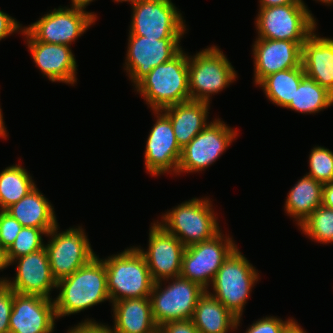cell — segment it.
Segmentation results:
<instances>
[{
	"label": "cell",
	"mask_w": 333,
	"mask_h": 333,
	"mask_svg": "<svg viewBox=\"0 0 333 333\" xmlns=\"http://www.w3.org/2000/svg\"><path fill=\"white\" fill-rule=\"evenodd\" d=\"M57 289L60 290L59 295L53 299L57 319L79 313L106 300L110 302L106 267L99 256L59 280Z\"/></svg>",
	"instance_id": "6da1fadb"
},
{
	"label": "cell",
	"mask_w": 333,
	"mask_h": 333,
	"mask_svg": "<svg viewBox=\"0 0 333 333\" xmlns=\"http://www.w3.org/2000/svg\"><path fill=\"white\" fill-rule=\"evenodd\" d=\"M135 88L153 111L190 101L188 54L181 50L171 60L156 66Z\"/></svg>",
	"instance_id": "7a4b0ae2"
},
{
	"label": "cell",
	"mask_w": 333,
	"mask_h": 333,
	"mask_svg": "<svg viewBox=\"0 0 333 333\" xmlns=\"http://www.w3.org/2000/svg\"><path fill=\"white\" fill-rule=\"evenodd\" d=\"M110 302L150 297L154 284L144 256L136 247L103 259Z\"/></svg>",
	"instance_id": "3957f363"
},
{
	"label": "cell",
	"mask_w": 333,
	"mask_h": 333,
	"mask_svg": "<svg viewBox=\"0 0 333 333\" xmlns=\"http://www.w3.org/2000/svg\"><path fill=\"white\" fill-rule=\"evenodd\" d=\"M209 199L192 198L164 213L161 222L167 232L185 246L209 240L221 230Z\"/></svg>",
	"instance_id": "277c9868"
},
{
	"label": "cell",
	"mask_w": 333,
	"mask_h": 333,
	"mask_svg": "<svg viewBox=\"0 0 333 333\" xmlns=\"http://www.w3.org/2000/svg\"><path fill=\"white\" fill-rule=\"evenodd\" d=\"M258 274L255 267L237 247L223 262L211 283L215 293L207 292L218 299L237 318L242 317L251 289L259 279Z\"/></svg>",
	"instance_id": "5b68a950"
},
{
	"label": "cell",
	"mask_w": 333,
	"mask_h": 333,
	"mask_svg": "<svg viewBox=\"0 0 333 333\" xmlns=\"http://www.w3.org/2000/svg\"><path fill=\"white\" fill-rule=\"evenodd\" d=\"M190 100L210 103L212 94L236 81V71L217 46L188 56ZM211 95V96H210Z\"/></svg>",
	"instance_id": "8992f818"
},
{
	"label": "cell",
	"mask_w": 333,
	"mask_h": 333,
	"mask_svg": "<svg viewBox=\"0 0 333 333\" xmlns=\"http://www.w3.org/2000/svg\"><path fill=\"white\" fill-rule=\"evenodd\" d=\"M257 38L304 43L316 30V19L305 4L260 7L255 21Z\"/></svg>",
	"instance_id": "52a82bcc"
},
{
	"label": "cell",
	"mask_w": 333,
	"mask_h": 333,
	"mask_svg": "<svg viewBox=\"0 0 333 333\" xmlns=\"http://www.w3.org/2000/svg\"><path fill=\"white\" fill-rule=\"evenodd\" d=\"M172 280L166 287L162 281ZM199 284L181 276L154 282L151 293L152 317L159 327L172 320L192 319L198 299L205 293Z\"/></svg>",
	"instance_id": "ba28073f"
},
{
	"label": "cell",
	"mask_w": 333,
	"mask_h": 333,
	"mask_svg": "<svg viewBox=\"0 0 333 333\" xmlns=\"http://www.w3.org/2000/svg\"><path fill=\"white\" fill-rule=\"evenodd\" d=\"M71 6L54 8L24 29L36 41L71 46L97 20L96 14L85 11L88 5L72 3Z\"/></svg>",
	"instance_id": "9c48e42d"
},
{
	"label": "cell",
	"mask_w": 333,
	"mask_h": 333,
	"mask_svg": "<svg viewBox=\"0 0 333 333\" xmlns=\"http://www.w3.org/2000/svg\"><path fill=\"white\" fill-rule=\"evenodd\" d=\"M131 5L132 35L161 40L182 38L187 30L182 14L171 0H139Z\"/></svg>",
	"instance_id": "30bf717a"
},
{
	"label": "cell",
	"mask_w": 333,
	"mask_h": 333,
	"mask_svg": "<svg viewBox=\"0 0 333 333\" xmlns=\"http://www.w3.org/2000/svg\"><path fill=\"white\" fill-rule=\"evenodd\" d=\"M57 225L46 236L52 238L44 245L53 278L58 282L86 265L95 256L82 226L59 232ZM59 232V233H58Z\"/></svg>",
	"instance_id": "8fae6325"
},
{
	"label": "cell",
	"mask_w": 333,
	"mask_h": 333,
	"mask_svg": "<svg viewBox=\"0 0 333 333\" xmlns=\"http://www.w3.org/2000/svg\"><path fill=\"white\" fill-rule=\"evenodd\" d=\"M220 231L213 238L185 248L180 276L206 291L223 262L237 248L231 237Z\"/></svg>",
	"instance_id": "7c38bea8"
},
{
	"label": "cell",
	"mask_w": 333,
	"mask_h": 333,
	"mask_svg": "<svg viewBox=\"0 0 333 333\" xmlns=\"http://www.w3.org/2000/svg\"><path fill=\"white\" fill-rule=\"evenodd\" d=\"M233 130L221 119H215L182 148L177 175L199 172L213 164L235 140Z\"/></svg>",
	"instance_id": "4fadbf2b"
},
{
	"label": "cell",
	"mask_w": 333,
	"mask_h": 333,
	"mask_svg": "<svg viewBox=\"0 0 333 333\" xmlns=\"http://www.w3.org/2000/svg\"><path fill=\"white\" fill-rule=\"evenodd\" d=\"M125 70L135 86L153 68L175 57L181 50V38L161 40L129 33Z\"/></svg>",
	"instance_id": "5bb4252c"
},
{
	"label": "cell",
	"mask_w": 333,
	"mask_h": 333,
	"mask_svg": "<svg viewBox=\"0 0 333 333\" xmlns=\"http://www.w3.org/2000/svg\"><path fill=\"white\" fill-rule=\"evenodd\" d=\"M136 248L144 256L154 282L180 276L186 247L157 222L150 227L148 249Z\"/></svg>",
	"instance_id": "9a60e30c"
},
{
	"label": "cell",
	"mask_w": 333,
	"mask_h": 333,
	"mask_svg": "<svg viewBox=\"0 0 333 333\" xmlns=\"http://www.w3.org/2000/svg\"><path fill=\"white\" fill-rule=\"evenodd\" d=\"M156 122L149 132L145 149V168L152 176L177 174L182 149L179 147L170 119L157 110Z\"/></svg>",
	"instance_id": "2e32d148"
},
{
	"label": "cell",
	"mask_w": 333,
	"mask_h": 333,
	"mask_svg": "<svg viewBox=\"0 0 333 333\" xmlns=\"http://www.w3.org/2000/svg\"><path fill=\"white\" fill-rule=\"evenodd\" d=\"M56 319L54 300L13 291L9 333H53Z\"/></svg>",
	"instance_id": "e0dca14e"
},
{
	"label": "cell",
	"mask_w": 333,
	"mask_h": 333,
	"mask_svg": "<svg viewBox=\"0 0 333 333\" xmlns=\"http://www.w3.org/2000/svg\"><path fill=\"white\" fill-rule=\"evenodd\" d=\"M17 263V272L13 281L8 279L6 285L14 292L50 298V291L57 288L53 278L46 249L43 247L31 254L13 259L10 265Z\"/></svg>",
	"instance_id": "ac0fdd59"
},
{
	"label": "cell",
	"mask_w": 333,
	"mask_h": 333,
	"mask_svg": "<svg viewBox=\"0 0 333 333\" xmlns=\"http://www.w3.org/2000/svg\"><path fill=\"white\" fill-rule=\"evenodd\" d=\"M289 40L257 38L253 45L254 82L286 69L301 66L302 45Z\"/></svg>",
	"instance_id": "d6986e66"
},
{
	"label": "cell",
	"mask_w": 333,
	"mask_h": 333,
	"mask_svg": "<svg viewBox=\"0 0 333 333\" xmlns=\"http://www.w3.org/2000/svg\"><path fill=\"white\" fill-rule=\"evenodd\" d=\"M21 34L26 36L33 62L43 76L52 82H63L74 86L77 81V65L70 46L36 41L25 29Z\"/></svg>",
	"instance_id": "ffe728a7"
},
{
	"label": "cell",
	"mask_w": 333,
	"mask_h": 333,
	"mask_svg": "<svg viewBox=\"0 0 333 333\" xmlns=\"http://www.w3.org/2000/svg\"><path fill=\"white\" fill-rule=\"evenodd\" d=\"M301 65L306 76L333 94V38L314 31L302 45Z\"/></svg>",
	"instance_id": "44dd1931"
},
{
	"label": "cell",
	"mask_w": 333,
	"mask_h": 333,
	"mask_svg": "<svg viewBox=\"0 0 333 333\" xmlns=\"http://www.w3.org/2000/svg\"><path fill=\"white\" fill-rule=\"evenodd\" d=\"M114 327L111 333H158L149 297L119 300L112 303Z\"/></svg>",
	"instance_id": "7402d4cb"
},
{
	"label": "cell",
	"mask_w": 333,
	"mask_h": 333,
	"mask_svg": "<svg viewBox=\"0 0 333 333\" xmlns=\"http://www.w3.org/2000/svg\"><path fill=\"white\" fill-rule=\"evenodd\" d=\"M209 104L190 100L161 110L170 119L181 149L208 125Z\"/></svg>",
	"instance_id": "603a6c76"
},
{
	"label": "cell",
	"mask_w": 333,
	"mask_h": 333,
	"mask_svg": "<svg viewBox=\"0 0 333 333\" xmlns=\"http://www.w3.org/2000/svg\"><path fill=\"white\" fill-rule=\"evenodd\" d=\"M5 211L23 227L43 229L48 233L57 225L54 207L37 186Z\"/></svg>",
	"instance_id": "cb8c5ba5"
},
{
	"label": "cell",
	"mask_w": 333,
	"mask_h": 333,
	"mask_svg": "<svg viewBox=\"0 0 333 333\" xmlns=\"http://www.w3.org/2000/svg\"><path fill=\"white\" fill-rule=\"evenodd\" d=\"M241 317H236L207 291L198 299L192 321L199 333H228L235 331Z\"/></svg>",
	"instance_id": "d4e9b609"
},
{
	"label": "cell",
	"mask_w": 333,
	"mask_h": 333,
	"mask_svg": "<svg viewBox=\"0 0 333 333\" xmlns=\"http://www.w3.org/2000/svg\"><path fill=\"white\" fill-rule=\"evenodd\" d=\"M323 184L304 175L291 188L285 202V211L296 219L298 226L322 205Z\"/></svg>",
	"instance_id": "484cf974"
},
{
	"label": "cell",
	"mask_w": 333,
	"mask_h": 333,
	"mask_svg": "<svg viewBox=\"0 0 333 333\" xmlns=\"http://www.w3.org/2000/svg\"><path fill=\"white\" fill-rule=\"evenodd\" d=\"M305 76L302 65L297 68L278 71L265 77L258 86L264 90L267 98L277 106L286 108Z\"/></svg>",
	"instance_id": "4316f807"
},
{
	"label": "cell",
	"mask_w": 333,
	"mask_h": 333,
	"mask_svg": "<svg viewBox=\"0 0 333 333\" xmlns=\"http://www.w3.org/2000/svg\"><path fill=\"white\" fill-rule=\"evenodd\" d=\"M331 105H333V94L305 75L286 108L301 114H314Z\"/></svg>",
	"instance_id": "83f0119b"
},
{
	"label": "cell",
	"mask_w": 333,
	"mask_h": 333,
	"mask_svg": "<svg viewBox=\"0 0 333 333\" xmlns=\"http://www.w3.org/2000/svg\"><path fill=\"white\" fill-rule=\"evenodd\" d=\"M36 187L30 173L21 165H11L0 172V210L17 203Z\"/></svg>",
	"instance_id": "f1b7e54d"
},
{
	"label": "cell",
	"mask_w": 333,
	"mask_h": 333,
	"mask_svg": "<svg viewBox=\"0 0 333 333\" xmlns=\"http://www.w3.org/2000/svg\"><path fill=\"white\" fill-rule=\"evenodd\" d=\"M299 228L318 243H333V209L320 205L299 225Z\"/></svg>",
	"instance_id": "f546056e"
},
{
	"label": "cell",
	"mask_w": 333,
	"mask_h": 333,
	"mask_svg": "<svg viewBox=\"0 0 333 333\" xmlns=\"http://www.w3.org/2000/svg\"><path fill=\"white\" fill-rule=\"evenodd\" d=\"M43 235L47 233L43 229L33 227H22L21 231L17 234L14 243L5 252V261L8 266L13 259L31 254L45 245L43 242Z\"/></svg>",
	"instance_id": "4dcf8cb0"
},
{
	"label": "cell",
	"mask_w": 333,
	"mask_h": 333,
	"mask_svg": "<svg viewBox=\"0 0 333 333\" xmlns=\"http://www.w3.org/2000/svg\"><path fill=\"white\" fill-rule=\"evenodd\" d=\"M309 155V173L323 185L333 181V152L321 146H315Z\"/></svg>",
	"instance_id": "1f68e13d"
},
{
	"label": "cell",
	"mask_w": 333,
	"mask_h": 333,
	"mask_svg": "<svg viewBox=\"0 0 333 333\" xmlns=\"http://www.w3.org/2000/svg\"><path fill=\"white\" fill-rule=\"evenodd\" d=\"M22 225L5 210H0V244L1 250L5 253L14 243L17 234L21 231Z\"/></svg>",
	"instance_id": "d6a6232c"
},
{
	"label": "cell",
	"mask_w": 333,
	"mask_h": 333,
	"mask_svg": "<svg viewBox=\"0 0 333 333\" xmlns=\"http://www.w3.org/2000/svg\"><path fill=\"white\" fill-rule=\"evenodd\" d=\"M294 321L293 318L283 321L274 316L263 317L250 325L246 333H284Z\"/></svg>",
	"instance_id": "836d02e7"
},
{
	"label": "cell",
	"mask_w": 333,
	"mask_h": 333,
	"mask_svg": "<svg viewBox=\"0 0 333 333\" xmlns=\"http://www.w3.org/2000/svg\"><path fill=\"white\" fill-rule=\"evenodd\" d=\"M13 307V290L0 286V333H9V320Z\"/></svg>",
	"instance_id": "e575fe53"
},
{
	"label": "cell",
	"mask_w": 333,
	"mask_h": 333,
	"mask_svg": "<svg viewBox=\"0 0 333 333\" xmlns=\"http://www.w3.org/2000/svg\"><path fill=\"white\" fill-rule=\"evenodd\" d=\"M158 333H199L192 319L172 320L158 327Z\"/></svg>",
	"instance_id": "d590c367"
},
{
	"label": "cell",
	"mask_w": 333,
	"mask_h": 333,
	"mask_svg": "<svg viewBox=\"0 0 333 333\" xmlns=\"http://www.w3.org/2000/svg\"><path fill=\"white\" fill-rule=\"evenodd\" d=\"M67 333H111L110 326L87 319L71 327Z\"/></svg>",
	"instance_id": "8d00e7d4"
},
{
	"label": "cell",
	"mask_w": 333,
	"mask_h": 333,
	"mask_svg": "<svg viewBox=\"0 0 333 333\" xmlns=\"http://www.w3.org/2000/svg\"><path fill=\"white\" fill-rule=\"evenodd\" d=\"M9 14L0 10V40L15 32H22L23 27Z\"/></svg>",
	"instance_id": "74e56055"
},
{
	"label": "cell",
	"mask_w": 333,
	"mask_h": 333,
	"mask_svg": "<svg viewBox=\"0 0 333 333\" xmlns=\"http://www.w3.org/2000/svg\"><path fill=\"white\" fill-rule=\"evenodd\" d=\"M322 205L333 209V181L323 185Z\"/></svg>",
	"instance_id": "f35d334b"
},
{
	"label": "cell",
	"mask_w": 333,
	"mask_h": 333,
	"mask_svg": "<svg viewBox=\"0 0 333 333\" xmlns=\"http://www.w3.org/2000/svg\"><path fill=\"white\" fill-rule=\"evenodd\" d=\"M260 7H275L288 4H305L303 0H259Z\"/></svg>",
	"instance_id": "ab89813d"
},
{
	"label": "cell",
	"mask_w": 333,
	"mask_h": 333,
	"mask_svg": "<svg viewBox=\"0 0 333 333\" xmlns=\"http://www.w3.org/2000/svg\"><path fill=\"white\" fill-rule=\"evenodd\" d=\"M284 333H306L296 320L285 330Z\"/></svg>",
	"instance_id": "60d3db41"
},
{
	"label": "cell",
	"mask_w": 333,
	"mask_h": 333,
	"mask_svg": "<svg viewBox=\"0 0 333 333\" xmlns=\"http://www.w3.org/2000/svg\"><path fill=\"white\" fill-rule=\"evenodd\" d=\"M7 267H8V265H7L6 261H5V253L2 250H0V270H3L5 268H7ZM6 281H7L6 278L5 279L4 278L3 279L0 278V286L6 285Z\"/></svg>",
	"instance_id": "b9f144b4"
},
{
	"label": "cell",
	"mask_w": 333,
	"mask_h": 333,
	"mask_svg": "<svg viewBox=\"0 0 333 333\" xmlns=\"http://www.w3.org/2000/svg\"><path fill=\"white\" fill-rule=\"evenodd\" d=\"M3 121L2 109L0 107V137L6 139L8 135Z\"/></svg>",
	"instance_id": "7bdbcfd3"
},
{
	"label": "cell",
	"mask_w": 333,
	"mask_h": 333,
	"mask_svg": "<svg viewBox=\"0 0 333 333\" xmlns=\"http://www.w3.org/2000/svg\"><path fill=\"white\" fill-rule=\"evenodd\" d=\"M72 3L89 5L93 0H71Z\"/></svg>",
	"instance_id": "ee69618b"
},
{
	"label": "cell",
	"mask_w": 333,
	"mask_h": 333,
	"mask_svg": "<svg viewBox=\"0 0 333 333\" xmlns=\"http://www.w3.org/2000/svg\"><path fill=\"white\" fill-rule=\"evenodd\" d=\"M317 1L325 3L326 5H330L333 3V0H317Z\"/></svg>",
	"instance_id": "f6af8a7d"
},
{
	"label": "cell",
	"mask_w": 333,
	"mask_h": 333,
	"mask_svg": "<svg viewBox=\"0 0 333 333\" xmlns=\"http://www.w3.org/2000/svg\"><path fill=\"white\" fill-rule=\"evenodd\" d=\"M115 2H135V1H139V0H114Z\"/></svg>",
	"instance_id": "bcb514c9"
}]
</instances>
